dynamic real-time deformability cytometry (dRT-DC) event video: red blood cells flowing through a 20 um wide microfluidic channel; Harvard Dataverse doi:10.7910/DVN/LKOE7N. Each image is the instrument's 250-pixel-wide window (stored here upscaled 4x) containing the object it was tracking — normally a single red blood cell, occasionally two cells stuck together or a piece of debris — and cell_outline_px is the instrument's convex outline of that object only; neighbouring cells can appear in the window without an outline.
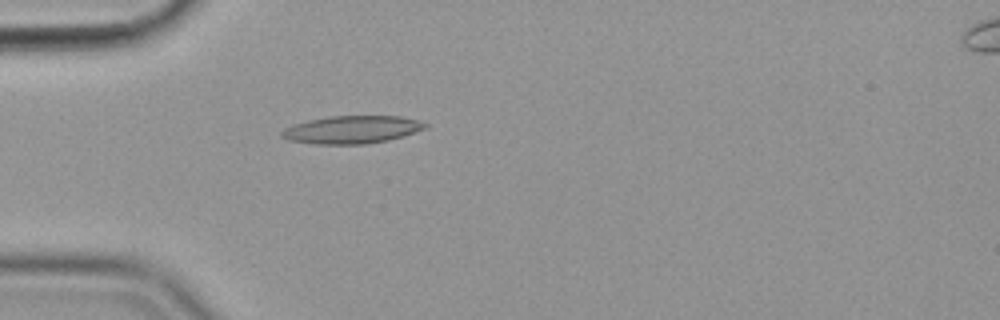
{"species": "common noctule bat (a hibernating species)", "species_latin": "Nyctalus noctula", "temperature_condition": "cold", "stored_images_in_passage": 56, "camera_frame_rate_fps": 3000, "um_per_image_px": 0.085, "animal": {"sex": "female", "body_mass_g": 19.9}, "frame": {"image": 1, "passage_image": 17, "time_ms": 5.333, "image_size_px": [1000, 320], "cell_outline_px": [[428, 128], [388, 140], [364, 144], [316, 144], [288, 140], [280, 136], [280, 132], [284, 128], [292, 124], [308, 120], [328, 116], [400, 116], [416, 120], [428, 124]], "centroid_in_image_um": [29.87, 11.01], "position_along_channel_um": 55.1, "area_um2": 23.24}}
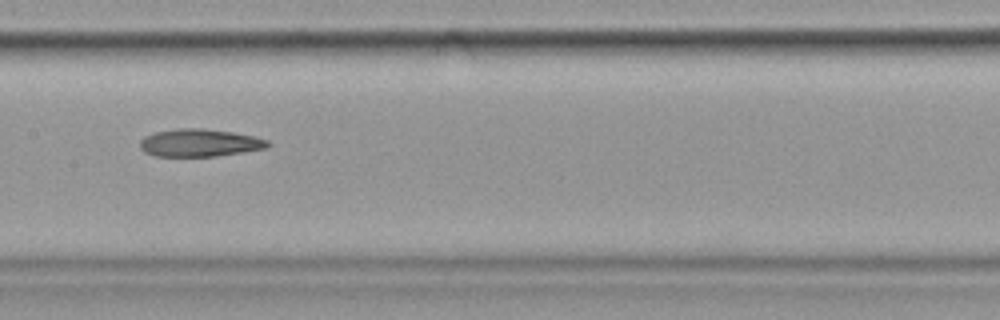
{"frame": {"image": 2, "passage_image": 29, "time_ms": 9.333, "image_size_px": [1000, 320], "cell_outline_px": [[272, 144], [268, 148], [244, 152], [216, 156], [152, 156], [144, 152], [140, 148], [140, 140], [144, 136], [156, 132], [176, 128], [204, 128], [232, 132], [256, 136], [268, 140]], "centroid_in_image_um": [16.99, 12.14], "position_along_channel_um": 190.4, "area_um2": 20.87}}
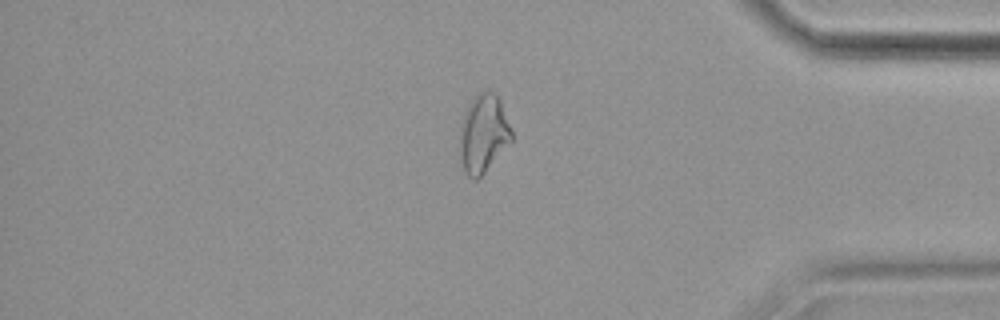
{"frame": {"image": 3, "passage_image": 48, "time_ms": 15.667, "image_size_px": [1000, 320], "cell_outline_px": [[512, 140], [484, 172], [476, 180], [472, 180], [464, 172], [460, 160], [460, 124], [464, 108], [480, 92], [488, 88], [496, 92], [500, 100], [512, 132]], "centroid_in_image_um": [41.06, 11.32], "position_along_channel_um": 394.1, "area_um2": 23.76}, "authors_computed_cell_mechanics": {"area_um2": 22.3108, "velocity_mm_per_s": 3.5965, "shape_relaxation_time_tau1_ms": null, "shape_relaxation_time_tau2_ms": 5.6415, "deformation_change_tau1": null, "deformation_change_tau2": 0.1509}}